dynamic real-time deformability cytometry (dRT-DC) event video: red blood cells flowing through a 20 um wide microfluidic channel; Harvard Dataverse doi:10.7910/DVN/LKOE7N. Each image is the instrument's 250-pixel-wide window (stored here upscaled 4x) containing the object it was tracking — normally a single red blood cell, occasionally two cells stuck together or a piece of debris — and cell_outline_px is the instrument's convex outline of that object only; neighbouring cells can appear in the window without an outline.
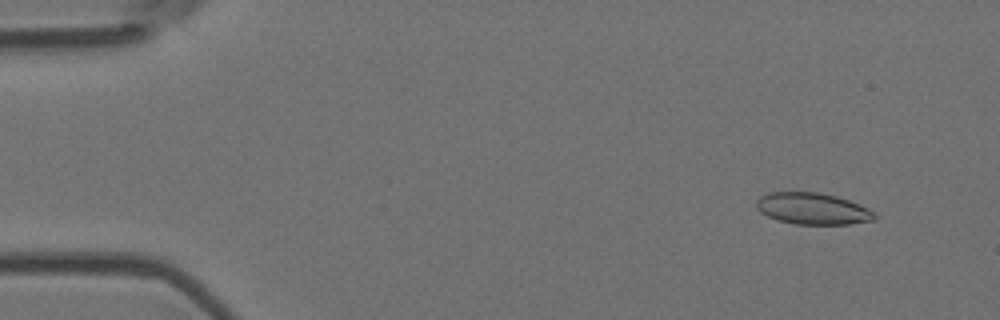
{"species": "Egyptian fruit bat (a non-hibernating species)", "species_latin": "Rousettus aegyptiacus", "temperature_condition": "room temperature", "stored_images_in_passage": 5, "camera_frame_rate_fps": 3000, "um_per_image_px": 0.085, "animal": {"sex": "female"}, "frame": {"image": 1, "passage_image": 2, "time_ms": 0.333, "image_size_px": [1000, 320], "cell_outline_px": [[876, 216], [872, 220], [848, 224], [796, 224], [776, 220], [760, 212], [756, 208], [756, 200], [760, 196], [768, 192], [820, 192], [836, 196], [860, 204], [876, 212]], "centroid_in_image_um": [69.05, 17.73], "position_along_channel_um": 16.0, "area_um2": 21.85}}
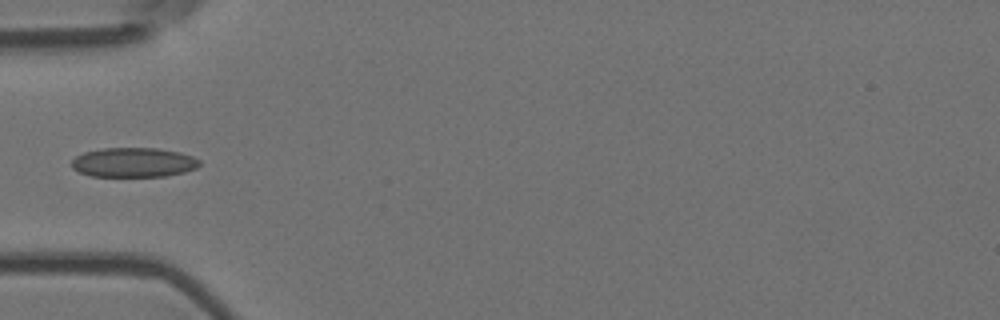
{"frame": {"image": 2, "passage_image": 5, "time_ms": 1.333, "image_size_px": [1000, 320], "cell_outline_px": [[200, 164], [196, 168], [184, 172], [164, 176], [92, 176], [80, 172], [72, 168], [72, 160], [76, 156], [84, 152], [104, 148], [156, 148], [180, 152], [192, 156], [200, 160]], "centroid_in_image_um": [11.36, 13.8], "position_along_channel_um": 73.6, "area_um2": 21.91}}